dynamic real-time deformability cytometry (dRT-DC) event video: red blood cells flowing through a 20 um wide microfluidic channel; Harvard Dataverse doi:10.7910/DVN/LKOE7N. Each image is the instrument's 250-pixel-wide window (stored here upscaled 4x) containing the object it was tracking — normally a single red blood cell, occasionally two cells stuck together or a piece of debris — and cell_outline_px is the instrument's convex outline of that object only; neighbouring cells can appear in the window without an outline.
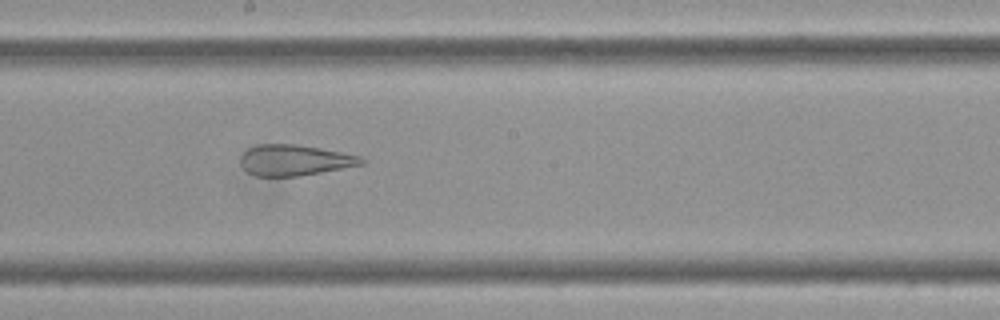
{"species": "Egyptian fruit bat (a non-hibernating species)", "species_latin": "Rousettus aegyptiacus", "temperature_condition": "cold", "stored_images_in_passage": 37, "camera_frame_rate_fps": 3000, "um_per_image_px": 0.085, "frame": {"image": 1, "passage_image": 16, "time_ms": 5.0, "image_size_px": [1000, 320], "cell_outline_px": [[368, 160], [364, 164], [300, 176], [256, 176], [248, 172], [240, 164], [240, 156], [248, 148], [256, 144], [296, 144], [320, 148], [360, 156]], "centroid_in_image_um": [25.03, 13.61], "position_along_channel_um": 223.2, "area_um2": 21.79}}
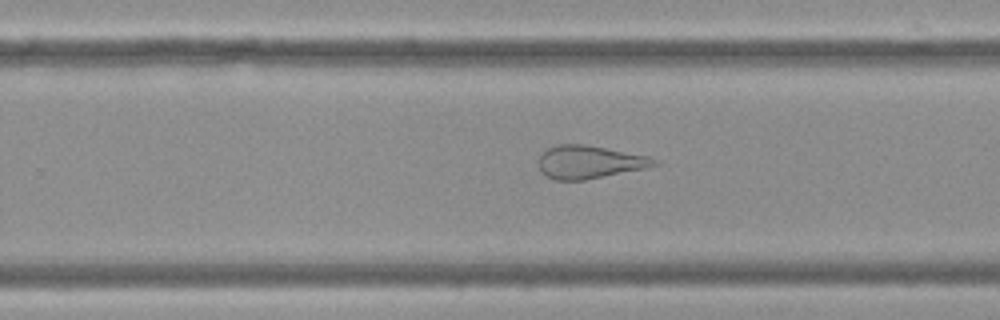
{"frame": {"image": 2, "passage_image": 21, "time_ms": 6.667, "image_size_px": [1000, 320], "cell_outline_px": [[660, 164], [644, 168], [584, 180], [556, 180], [548, 176], [540, 168], [540, 156], [548, 148], [560, 144], [584, 144], [648, 156], [660, 160]], "centroid_in_image_um": [50.14, 13.77], "position_along_channel_um": 279.7, "area_um2": 21.79}}
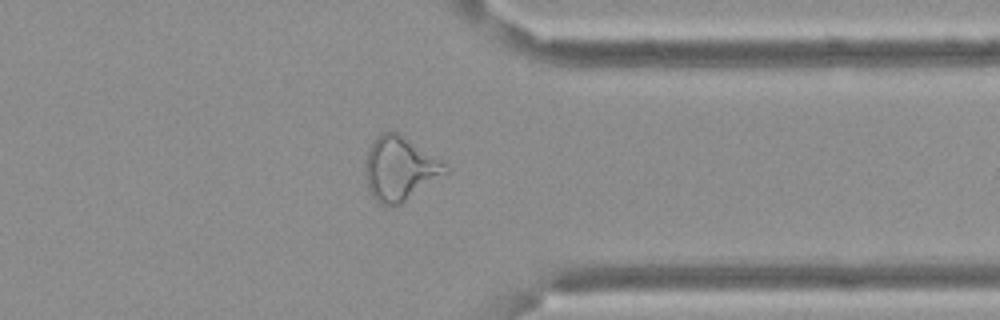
{"frame": {"image": 3, "passage_image": 30, "time_ms": 9.667, "image_size_px": [1000, 320], "cell_outline_px": [[448, 172], [400, 204], [380, 204], [368, 192], [364, 172], [364, 164], [368, 148], [376, 136], [384, 132], [396, 132], [444, 164]], "centroid_in_image_um": [33.88, 14.35], "position_along_channel_um": 377.5, "area_um2": 29.02}}